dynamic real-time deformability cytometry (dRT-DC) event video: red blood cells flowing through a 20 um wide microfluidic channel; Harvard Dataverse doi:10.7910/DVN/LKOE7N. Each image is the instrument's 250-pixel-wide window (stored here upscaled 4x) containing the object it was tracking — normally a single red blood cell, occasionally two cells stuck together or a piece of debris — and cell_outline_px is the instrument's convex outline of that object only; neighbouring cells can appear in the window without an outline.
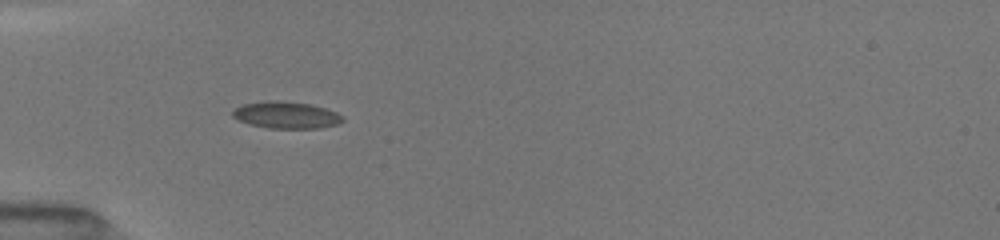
{"species": "common noctule bat (a hibernating species)", "species_latin": "Nyctalus noctula", "temperature_condition": "room temperature", "stored_images_in_passage": 14, "camera_frame_rate_fps": 3000, "um_per_image_px": 0.085, "animal": {"sex": "female", "body_mass_g": 19.5, "forearm_length_mm": 54.1}, "frame": {"image": 1, "passage_image": 1, "time_ms": 0.0, "image_size_px": [1000, 240], "cell_outline_px": [[344, 120], [336, 124], [320, 128], [268, 128], [248, 124], [232, 116], [232, 112], [236, 108], [244, 104], [272, 100], [280, 100], [312, 104], [336, 112], [344, 116]], "centroid_in_image_um": [24.34, 9.77], "position_along_channel_um": 60.7, "area_um2": 17.17}}
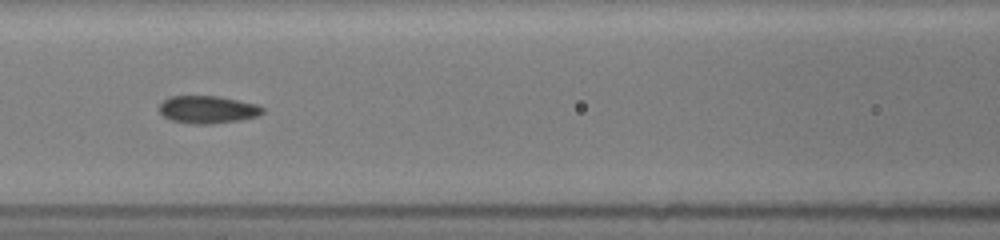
{"frame": {"image": 2, "passage_image": 7, "time_ms": 2.333, "image_size_px": [1000, 240], "cell_outline_px": [[264, 112], [256, 116], [240, 120], [212, 124], [192, 124], [172, 120], [164, 116], [160, 112], [160, 104], [168, 96], [220, 96], [256, 104], [264, 108]], "centroid_in_image_um": [17.65, 9.31], "position_along_channel_um": 148.9, "area_um2": 16.59}}
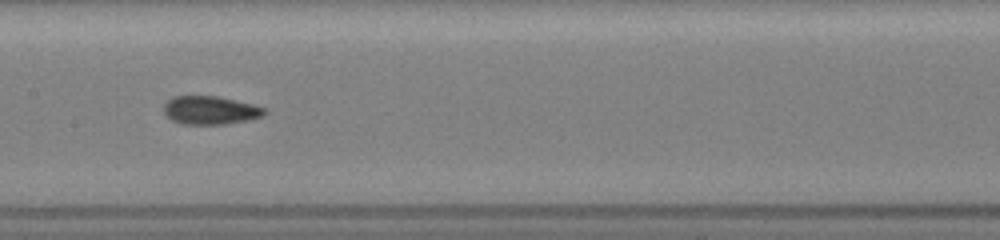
{"frame": {"image": 3, "passage_image": 13, "time_ms": 3.333, "image_size_px": [1000, 240], "cell_outline_px": [[268, 112], [264, 116], [248, 120], [224, 124], [180, 124], [172, 120], [164, 112], [164, 104], [172, 96], [216, 96], [236, 100], [268, 108]], "centroid_in_image_um": [17.91, 9.37], "position_along_channel_um": 189.5, "area_um2": 16.76}}